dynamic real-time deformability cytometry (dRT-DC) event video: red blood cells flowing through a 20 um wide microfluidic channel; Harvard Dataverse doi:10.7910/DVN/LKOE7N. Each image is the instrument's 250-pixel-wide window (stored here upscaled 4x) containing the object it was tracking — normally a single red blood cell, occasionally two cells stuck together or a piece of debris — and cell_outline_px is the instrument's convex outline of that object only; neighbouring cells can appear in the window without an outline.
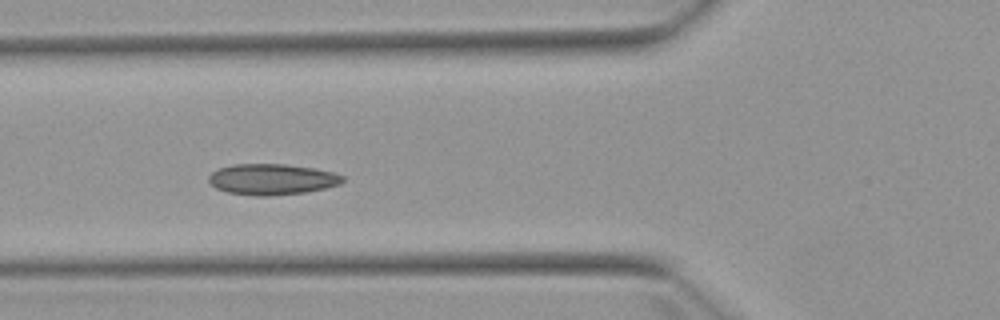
{"species": "Egyptian fruit bat (a non-hibernating species)", "species_latin": "Rousettus aegyptiacus", "temperature_condition": "warm", "stored_images_in_passage": 6, "camera_frame_rate_fps": 3000, "um_per_image_px": 0.085, "animal": {"sex": "female"}, "frame": {"image": 1, "passage_image": 5, "time_ms": 4.667, "image_size_px": [1000, 320], "cell_outline_px": [[344, 180], [340, 184], [324, 188], [304, 192], [268, 196], [256, 196], [228, 192], [216, 188], [208, 180], [208, 176], [212, 172], [220, 168], [232, 164], [284, 164], [316, 168], [332, 172], [344, 176]], "centroid_in_image_um": [23.11, 15.23], "position_along_channel_um": 102.7, "area_um2": 24.04}}
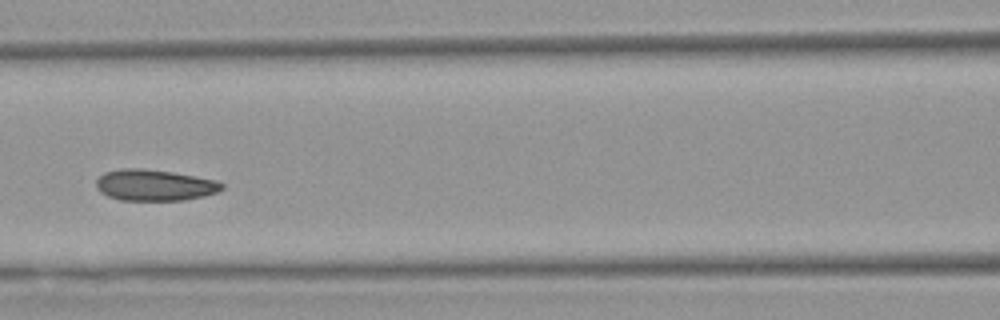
{"frame": {"image": 2, "passage_image": 6, "time_ms": 6.0, "image_size_px": [1000, 320], "cell_outline_px": [[224, 188], [216, 192], [204, 196], [184, 200], [120, 200], [108, 196], [100, 192], [96, 188], [96, 180], [104, 172], [124, 168], [140, 168], [172, 172], [216, 180], [224, 184]], "centroid_in_image_um": [13.12, 15.74], "position_along_channel_um": 153.5, "area_um2": 22.83}}